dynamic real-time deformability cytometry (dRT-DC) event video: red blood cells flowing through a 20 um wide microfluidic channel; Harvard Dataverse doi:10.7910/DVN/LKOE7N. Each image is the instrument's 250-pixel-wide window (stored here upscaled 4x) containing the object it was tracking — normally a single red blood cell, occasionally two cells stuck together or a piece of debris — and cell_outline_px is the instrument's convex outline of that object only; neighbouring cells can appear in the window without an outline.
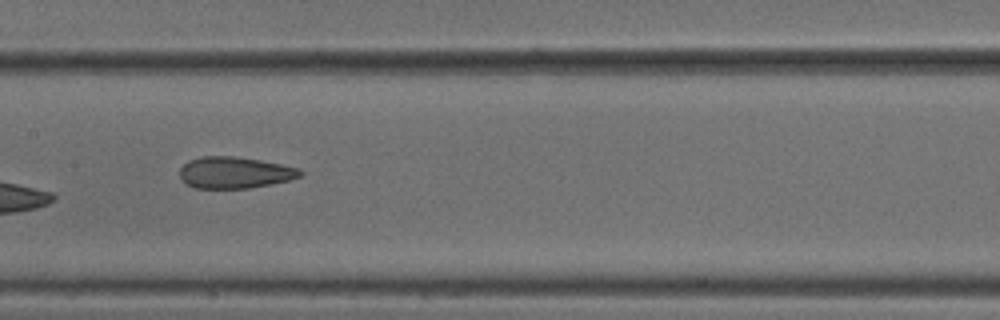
{"species": "common noctule bat (a hibernating species)", "species_latin": "Nyctalus noctula", "temperature_condition": "cold", "stored_images_in_passage": 38, "camera_frame_rate_fps": 3000, "um_per_image_px": 0.085, "animal": {"sex": "male", "body_mass_g": 18.8}, "frame": {"image": 1, "passage_image": 12, "time_ms": 3.667, "image_size_px": [1000, 320], "cell_outline_px": [[304, 172], [300, 176], [288, 180], [248, 188], [196, 188], [184, 184], [180, 176], [180, 168], [188, 160], [204, 156], [236, 156], [260, 160], [300, 168]], "centroid_in_image_um": [19.92, 14.66], "position_along_channel_um": 187.5, "area_um2": 22.08}}
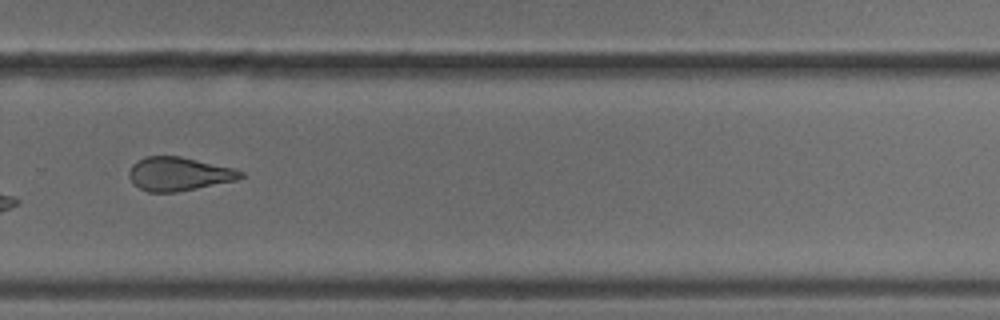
{"frame": {"image": 2, "passage_image": 22, "time_ms": 7.0, "image_size_px": [1000, 320], "cell_outline_px": [[244, 176], [236, 180], [176, 192], [148, 192], [140, 188], [128, 176], [128, 172], [132, 164], [148, 156], [180, 156], [232, 168], [244, 172]], "centroid_in_image_um": [15.19, 14.78], "position_along_channel_um": 314.6, "area_um2": 21.5}, "authors_computed_cell_mechanics": {"area_um2": 22.7732, "velocity_mm_per_s": 3.8204, "shape_relaxation_time_tau1_ms": null, "shape_relaxation_time_tau2_ms": 2.3542, "deformation_change_tau1": null, "deformation_change_tau2": 0.1062}}